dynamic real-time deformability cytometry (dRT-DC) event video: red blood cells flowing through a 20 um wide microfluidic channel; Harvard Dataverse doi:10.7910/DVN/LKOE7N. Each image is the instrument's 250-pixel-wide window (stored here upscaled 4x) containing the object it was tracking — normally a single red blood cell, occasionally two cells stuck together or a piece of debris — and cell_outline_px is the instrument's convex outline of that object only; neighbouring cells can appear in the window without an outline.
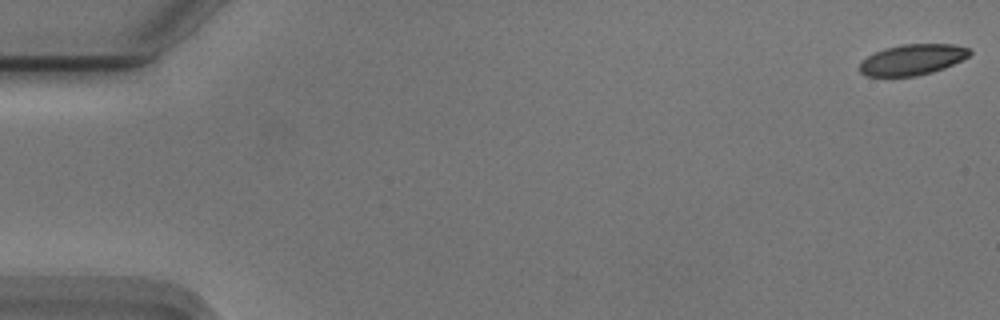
{"species": "Egyptian fruit bat (a non-hibernating species)", "species_latin": "Rousettus aegyptiacus", "temperature_condition": "cold", "stored_images_in_passage": 55, "camera_frame_rate_fps": 3000, "um_per_image_px": 0.085, "animal": {"sex": "male"}, "frame": {"image": 1, "passage_image": 1, "time_ms": 0.0, "image_size_px": [1000, 320], "cell_outline_px": [[972, 52], [968, 56], [944, 68], [932, 72], [916, 76], [868, 76], [860, 72], [860, 60], [884, 48], [904, 44], [952, 44], [968, 48]], "centroid_in_image_um": [77.53, 5.07], "position_along_channel_um": 7.5, "area_um2": 19.54}}
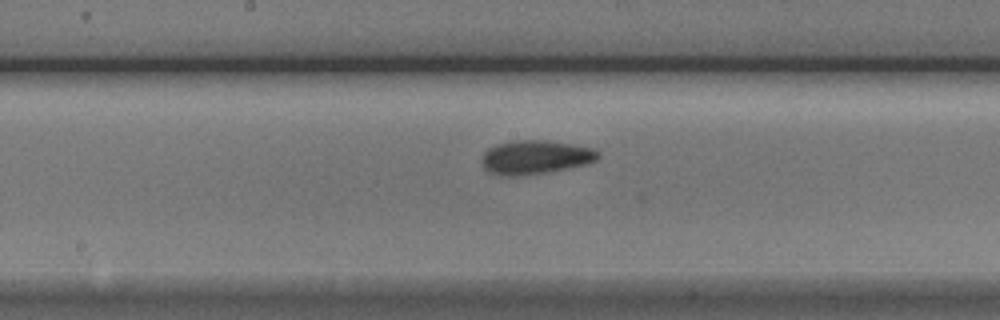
{"frame": {"image": 2, "passage_image": 29, "time_ms": 9.333, "image_size_px": [1000, 320], "cell_outline_px": [[600, 156], [596, 160], [588, 164], [548, 172], [516, 176], [500, 176], [488, 172], [484, 168], [484, 152], [488, 148], [496, 144], [516, 140], [548, 140], [592, 148], [600, 152]], "centroid_in_image_um": [45.52, 13.36], "position_along_channel_um": 202.7, "area_um2": 22.95}}
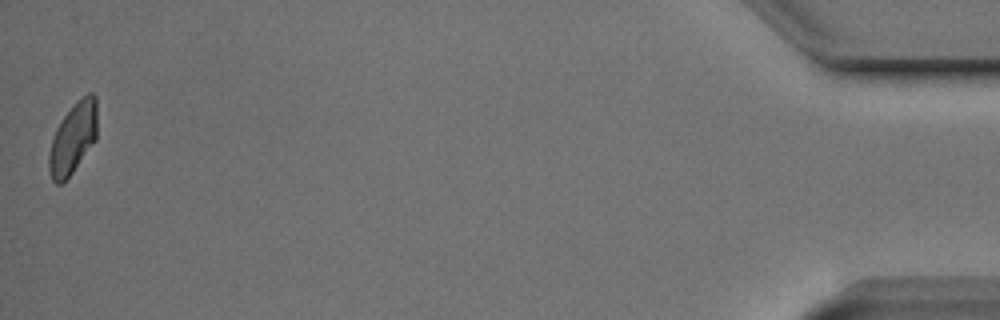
{"frame": {"image": 3, "passage_image": 55, "time_ms": 18.0, "image_size_px": [1000, 320], "cell_outline_px": [[96, 140], [72, 172], [60, 184], [56, 184], [52, 180], [48, 168], [48, 152], [56, 128], [64, 116], [76, 100], [88, 92], [92, 92], [96, 96]], "centroid_in_image_um": [6.2, 11.72], "position_along_channel_um": 429.0, "area_um2": 19.88}, "authors_computed_cell_mechanics": {"area_um2": 21.1548, "velocity_mm_per_s": 3.7135, "shape_relaxation_time_tau1_ms": 3.3519, "shape_relaxation_time_tau2_ms": 1.8701, "deformation_change_tau1": 0.1028, "deformation_change_tau2": 0.0566}}